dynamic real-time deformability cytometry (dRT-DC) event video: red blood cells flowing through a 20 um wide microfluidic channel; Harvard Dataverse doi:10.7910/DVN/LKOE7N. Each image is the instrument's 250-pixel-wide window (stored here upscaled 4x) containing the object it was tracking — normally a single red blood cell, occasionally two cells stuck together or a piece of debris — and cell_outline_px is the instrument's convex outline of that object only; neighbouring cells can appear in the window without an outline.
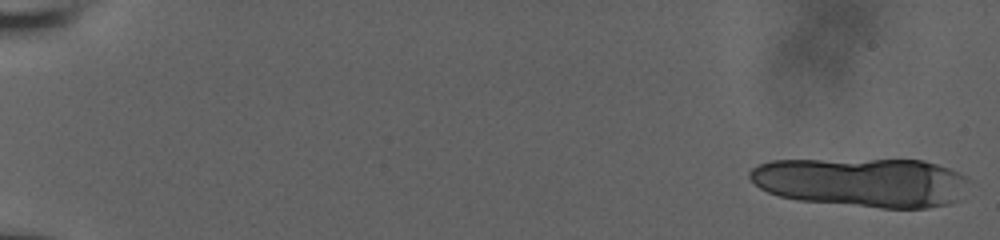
{"species": "human", "species_latin": "Homo sapiens", "temperature_condition": "room temperature", "stored_images_in_passage": 17, "camera_frame_rate_fps": 3000, "um_per_image_px": 0.085, "donor": {"sex": "male"}, "frame": {"image": 1, "passage_image": 1, "time_ms": 0.0, "image_size_px": [1000, 240], "cell_outline_px": [[968, 180], [956, 200], [948, 204], [928, 208], [880, 208], [796, 200], [780, 196], [768, 192], [760, 188], [748, 176], [748, 172], [756, 164], [772, 160], [924, 160], [948, 168], [968, 176]], "centroid_in_image_um": [73.23, 15.49], "position_along_channel_um": 11.8, "area_um2": 62.89}}